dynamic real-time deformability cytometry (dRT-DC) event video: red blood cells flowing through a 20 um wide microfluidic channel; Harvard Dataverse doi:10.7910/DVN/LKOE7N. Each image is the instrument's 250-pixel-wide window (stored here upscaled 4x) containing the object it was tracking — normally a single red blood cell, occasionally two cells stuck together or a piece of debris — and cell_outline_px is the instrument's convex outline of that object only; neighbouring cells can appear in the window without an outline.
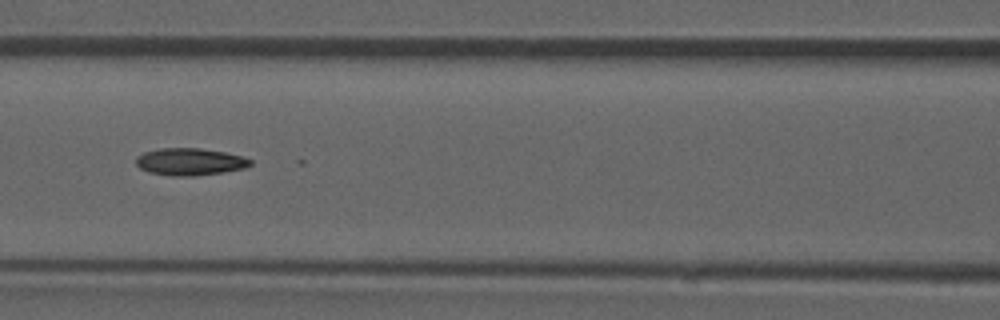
{"species": "common noctule bat (a hibernating species)", "species_latin": "Nyctalus noctula", "temperature_condition": "room temperature", "stored_images_in_passage": 49, "camera_frame_rate_fps": 3000, "um_per_image_px": 0.085, "animal": {"sex": "male", "forearm_length_mm": 52.5}, "frame": {"image": 1, "passage_image": 20, "time_ms": 6.333, "image_size_px": [1000, 320], "cell_outline_px": [[252, 164], [244, 168], [224, 172], [192, 176], [172, 176], [148, 172], [140, 168], [136, 164], [136, 156], [144, 152], [160, 148], [200, 148], [224, 152], [244, 156], [252, 160]], "centroid_in_image_um": [16.14, 13.74], "position_along_channel_um": 150.5, "area_um2": 18.21}, "authors_computed_cell_mechanics": {"area_um2": 18.0914, "velocity_mm_per_s": 3.9453, "shape_relaxation_time_tau1_ms": null, "shape_relaxation_time_tau2_ms": 2.9174, "deformation_change_tau1": null, "deformation_change_tau2": 0.0829}}